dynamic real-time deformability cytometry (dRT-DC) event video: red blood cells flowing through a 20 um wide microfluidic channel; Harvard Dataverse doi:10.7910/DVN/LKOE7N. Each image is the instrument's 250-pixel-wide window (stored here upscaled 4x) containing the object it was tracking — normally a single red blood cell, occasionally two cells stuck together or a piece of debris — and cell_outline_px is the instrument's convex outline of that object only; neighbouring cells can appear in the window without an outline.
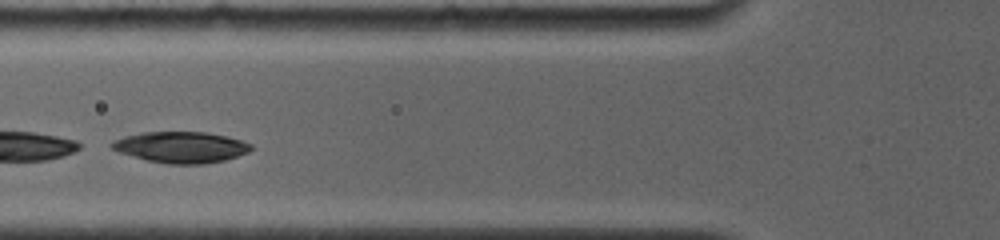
{"species": "common noctule bat (a hibernating species)", "species_latin": "Nyctalus noctula", "temperature_condition": "room temperature", "stored_images_in_passage": 5, "camera_frame_rate_fps": 4000, "um_per_image_px": 0.085, "animal": {"sex": "female", "body_mass_g": 19.0, "forearm_length_mm": 56.7}, "frame": {"image": 1, "passage_image": 2, "time_ms": 0.25, "image_size_px": [1000, 240], "cell_outline_px": [[252, 148], [248, 152], [224, 160], [204, 164], [168, 164], [148, 160], [120, 152], [112, 148], [108, 144], [112, 140], [124, 136], [140, 132], [204, 132], [228, 136], [252, 144]], "centroid_in_image_um": [15.36, 12.5], "position_along_channel_um": 110.4, "area_um2": 25.2}}